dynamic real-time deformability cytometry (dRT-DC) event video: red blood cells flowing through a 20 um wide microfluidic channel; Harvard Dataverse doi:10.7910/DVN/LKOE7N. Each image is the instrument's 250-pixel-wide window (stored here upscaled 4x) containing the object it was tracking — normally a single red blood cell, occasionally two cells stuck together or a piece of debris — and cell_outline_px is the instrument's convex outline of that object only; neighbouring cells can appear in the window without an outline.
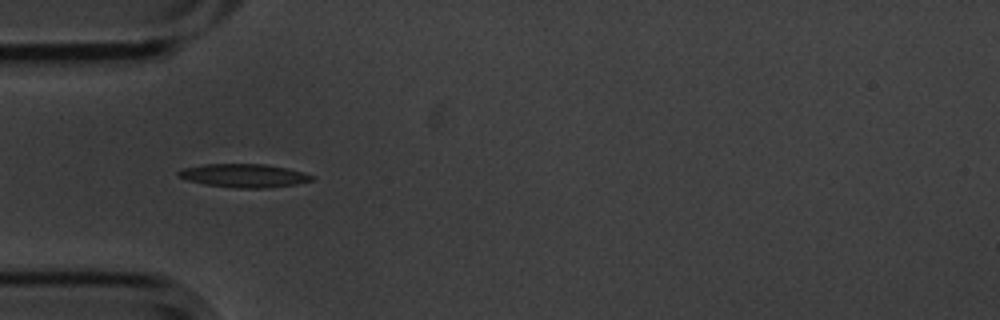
{"species": "common noctule bat (a hibernating species)", "species_latin": "Nyctalus noctula", "temperature_condition": "cold", "stored_images_in_passage": 3, "camera_frame_rate_fps": 3000, "um_per_image_px": 0.085, "animal": {"sex": "male", "body_mass_g": 20.1, "forearm_length_mm": 53.5}, "frame": {"image": 1, "passage_image": 3, "time_ms": 0.667, "image_size_px": [1000, 320], "cell_outline_px": [[316, 180], [296, 184], [268, 188], [236, 188], [204, 184], [188, 180], [176, 176], [176, 172], [184, 168], [204, 164], [264, 164], [288, 168], [304, 172], [316, 176]], "centroid_in_image_um": [20.78, 14.93], "position_along_channel_um": 64.2, "area_um2": 18.44}}